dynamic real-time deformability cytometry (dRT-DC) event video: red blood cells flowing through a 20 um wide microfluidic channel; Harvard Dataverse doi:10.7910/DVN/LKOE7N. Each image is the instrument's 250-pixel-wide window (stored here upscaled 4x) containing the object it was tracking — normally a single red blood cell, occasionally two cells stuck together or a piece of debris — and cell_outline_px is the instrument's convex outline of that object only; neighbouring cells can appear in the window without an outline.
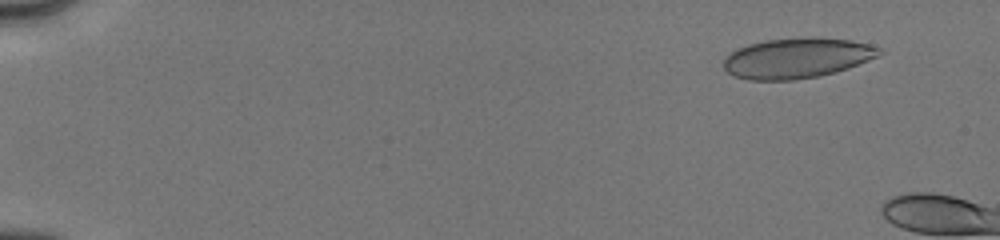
{"species": "human", "species_latin": "Homo sapiens", "temperature_condition": "cold", "stored_images_in_passage": 7, "camera_frame_rate_fps": 3000, "um_per_image_px": 0.085, "donor": {"sex": "male"}, "frame": {"image": 1, "passage_image": 4, "time_ms": 1.333, "image_size_px": [1000, 240], "cell_outline_px": [[884, 52], [880, 56], [848, 68], [836, 72], [820, 76], [792, 80], [748, 80], [736, 76], [728, 72], [724, 68], [724, 60], [736, 48], [748, 44], [764, 40], [808, 36], [816, 36], [852, 40], [884, 48]], "centroid_in_image_um": [67.81, 4.92], "position_along_channel_um": 17.2, "area_um2": 37.05}}